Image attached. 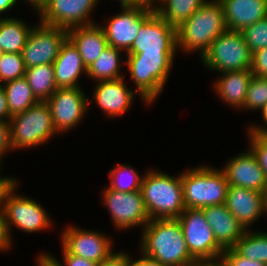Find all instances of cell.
Listing matches in <instances>:
<instances>
[{"label":"cell","mask_w":267,"mask_h":266,"mask_svg":"<svg viewBox=\"0 0 267 266\" xmlns=\"http://www.w3.org/2000/svg\"><path fill=\"white\" fill-rule=\"evenodd\" d=\"M1 170V167H0ZM17 180L14 178H7V177H1L0 176V212H3L4 207V201L6 194L17 184Z\"/></svg>","instance_id":"obj_41"},{"label":"cell","mask_w":267,"mask_h":266,"mask_svg":"<svg viewBox=\"0 0 267 266\" xmlns=\"http://www.w3.org/2000/svg\"><path fill=\"white\" fill-rule=\"evenodd\" d=\"M2 86L6 93L8 108L12 116L26 111L39 102L25 77L8 81Z\"/></svg>","instance_id":"obj_29"},{"label":"cell","mask_w":267,"mask_h":266,"mask_svg":"<svg viewBox=\"0 0 267 266\" xmlns=\"http://www.w3.org/2000/svg\"><path fill=\"white\" fill-rule=\"evenodd\" d=\"M201 209L217 243L224 250L232 248L245 233L246 229L224 204Z\"/></svg>","instance_id":"obj_20"},{"label":"cell","mask_w":267,"mask_h":266,"mask_svg":"<svg viewBox=\"0 0 267 266\" xmlns=\"http://www.w3.org/2000/svg\"><path fill=\"white\" fill-rule=\"evenodd\" d=\"M227 30L224 10L219 0H209L177 29V47L187 53L200 52V58L213 41Z\"/></svg>","instance_id":"obj_2"},{"label":"cell","mask_w":267,"mask_h":266,"mask_svg":"<svg viewBox=\"0 0 267 266\" xmlns=\"http://www.w3.org/2000/svg\"><path fill=\"white\" fill-rule=\"evenodd\" d=\"M98 1L100 0H46L38 10L40 22L66 30L96 24L89 16Z\"/></svg>","instance_id":"obj_11"},{"label":"cell","mask_w":267,"mask_h":266,"mask_svg":"<svg viewBox=\"0 0 267 266\" xmlns=\"http://www.w3.org/2000/svg\"><path fill=\"white\" fill-rule=\"evenodd\" d=\"M17 1L18 0H0V15L6 11H10L9 9H12Z\"/></svg>","instance_id":"obj_49"},{"label":"cell","mask_w":267,"mask_h":266,"mask_svg":"<svg viewBox=\"0 0 267 266\" xmlns=\"http://www.w3.org/2000/svg\"><path fill=\"white\" fill-rule=\"evenodd\" d=\"M264 213H267V190L264 192Z\"/></svg>","instance_id":"obj_51"},{"label":"cell","mask_w":267,"mask_h":266,"mask_svg":"<svg viewBox=\"0 0 267 266\" xmlns=\"http://www.w3.org/2000/svg\"><path fill=\"white\" fill-rule=\"evenodd\" d=\"M251 53L267 47V17L241 31Z\"/></svg>","instance_id":"obj_34"},{"label":"cell","mask_w":267,"mask_h":266,"mask_svg":"<svg viewBox=\"0 0 267 266\" xmlns=\"http://www.w3.org/2000/svg\"><path fill=\"white\" fill-rule=\"evenodd\" d=\"M142 176L140 191L150 220L177 219L186 209L181 174L173 177L151 169Z\"/></svg>","instance_id":"obj_3"},{"label":"cell","mask_w":267,"mask_h":266,"mask_svg":"<svg viewBox=\"0 0 267 266\" xmlns=\"http://www.w3.org/2000/svg\"><path fill=\"white\" fill-rule=\"evenodd\" d=\"M262 112V118H263V121L265 124H267V104L263 107V109L261 110ZM248 132H254V133H260V134H263V135H267V126L266 128L265 127H262L259 125L258 126H250L248 128Z\"/></svg>","instance_id":"obj_48"},{"label":"cell","mask_w":267,"mask_h":266,"mask_svg":"<svg viewBox=\"0 0 267 266\" xmlns=\"http://www.w3.org/2000/svg\"><path fill=\"white\" fill-rule=\"evenodd\" d=\"M38 257H39L37 260L38 266H63L61 262L56 260L57 258H54L52 255L49 254L47 255V253L46 254L42 253Z\"/></svg>","instance_id":"obj_47"},{"label":"cell","mask_w":267,"mask_h":266,"mask_svg":"<svg viewBox=\"0 0 267 266\" xmlns=\"http://www.w3.org/2000/svg\"><path fill=\"white\" fill-rule=\"evenodd\" d=\"M16 187L17 184L6 194L3 207L5 227L10 241L12 225L28 233L51 227V220L46 210L37 201L14 193Z\"/></svg>","instance_id":"obj_8"},{"label":"cell","mask_w":267,"mask_h":266,"mask_svg":"<svg viewBox=\"0 0 267 266\" xmlns=\"http://www.w3.org/2000/svg\"><path fill=\"white\" fill-rule=\"evenodd\" d=\"M251 71L256 76L267 78V47L252 53Z\"/></svg>","instance_id":"obj_37"},{"label":"cell","mask_w":267,"mask_h":266,"mask_svg":"<svg viewBox=\"0 0 267 266\" xmlns=\"http://www.w3.org/2000/svg\"><path fill=\"white\" fill-rule=\"evenodd\" d=\"M24 77L39 102H46L58 89L55 83L53 64L26 68Z\"/></svg>","instance_id":"obj_28"},{"label":"cell","mask_w":267,"mask_h":266,"mask_svg":"<svg viewBox=\"0 0 267 266\" xmlns=\"http://www.w3.org/2000/svg\"><path fill=\"white\" fill-rule=\"evenodd\" d=\"M67 38L66 29L41 22L33 26L21 52L25 68L53 64Z\"/></svg>","instance_id":"obj_10"},{"label":"cell","mask_w":267,"mask_h":266,"mask_svg":"<svg viewBox=\"0 0 267 266\" xmlns=\"http://www.w3.org/2000/svg\"><path fill=\"white\" fill-rule=\"evenodd\" d=\"M103 194L104 205L108 207L118 229L125 230L139 225L144 228L150 221L141 191L120 192L107 187Z\"/></svg>","instance_id":"obj_12"},{"label":"cell","mask_w":267,"mask_h":266,"mask_svg":"<svg viewBox=\"0 0 267 266\" xmlns=\"http://www.w3.org/2000/svg\"><path fill=\"white\" fill-rule=\"evenodd\" d=\"M9 123L12 149L42 145L57 133L46 102H38L13 115Z\"/></svg>","instance_id":"obj_6"},{"label":"cell","mask_w":267,"mask_h":266,"mask_svg":"<svg viewBox=\"0 0 267 266\" xmlns=\"http://www.w3.org/2000/svg\"><path fill=\"white\" fill-rule=\"evenodd\" d=\"M141 255V258L134 261L131 259L132 257H130V266H167L143 253Z\"/></svg>","instance_id":"obj_44"},{"label":"cell","mask_w":267,"mask_h":266,"mask_svg":"<svg viewBox=\"0 0 267 266\" xmlns=\"http://www.w3.org/2000/svg\"><path fill=\"white\" fill-rule=\"evenodd\" d=\"M201 61L208 69L220 71H237L251 69L252 53L241 32L226 30L211 44Z\"/></svg>","instance_id":"obj_7"},{"label":"cell","mask_w":267,"mask_h":266,"mask_svg":"<svg viewBox=\"0 0 267 266\" xmlns=\"http://www.w3.org/2000/svg\"><path fill=\"white\" fill-rule=\"evenodd\" d=\"M130 78L136 85L140 98L151 104L163 92L175 53H126Z\"/></svg>","instance_id":"obj_4"},{"label":"cell","mask_w":267,"mask_h":266,"mask_svg":"<svg viewBox=\"0 0 267 266\" xmlns=\"http://www.w3.org/2000/svg\"><path fill=\"white\" fill-rule=\"evenodd\" d=\"M55 83L57 88L80 87L78 79L87 68L83 63L77 47L67 38L62 44L60 52L53 62Z\"/></svg>","instance_id":"obj_22"},{"label":"cell","mask_w":267,"mask_h":266,"mask_svg":"<svg viewBox=\"0 0 267 266\" xmlns=\"http://www.w3.org/2000/svg\"><path fill=\"white\" fill-rule=\"evenodd\" d=\"M141 252L167 266H192L191 256L178 219L150 220L143 228Z\"/></svg>","instance_id":"obj_1"},{"label":"cell","mask_w":267,"mask_h":266,"mask_svg":"<svg viewBox=\"0 0 267 266\" xmlns=\"http://www.w3.org/2000/svg\"><path fill=\"white\" fill-rule=\"evenodd\" d=\"M207 0H161L155 4V12L176 29L189 19Z\"/></svg>","instance_id":"obj_26"},{"label":"cell","mask_w":267,"mask_h":266,"mask_svg":"<svg viewBox=\"0 0 267 266\" xmlns=\"http://www.w3.org/2000/svg\"><path fill=\"white\" fill-rule=\"evenodd\" d=\"M98 266H130V255L124 252H114L109 258L98 263Z\"/></svg>","instance_id":"obj_39"},{"label":"cell","mask_w":267,"mask_h":266,"mask_svg":"<svg viewBox=\"0 0 267 266\" xmlns=\"http://www.w3.org/2000/svg\"><path fill=\"white\" fill-rule=\"evenodd\" d=\"M192 266H228V265L225 259L222 256H220L211 259H197L192 264Z\"/></svg>","instance_id":"obj_45"},{"label":"cell","mask_w":267,"mask_h":266,"mask_svg":"<svg viewBox=\"0 0 267 266\" xmlns=\"http://www.w3.org/2000/svg\"><path fill=\"white\" fill-rule=\"evenodd\" d=\"M122 12L113 16L107 26H100L108 46L128 51L138 36L141 25L155 12V8L122 7Z\"/></svg>","instance_id":"obj_14"},{"label":"cell","mask_w":267,"mask_h":266,"mask_svg":"<svg viewBox=\"0 0 267 266\" xmlns=\"http://www.w3.org/2000/svg\"><path fill=\"white\" fill-rule=\"evenodd\" d=\"M63 258H64V263L62 265L66 266H98V263L88 260L83 257H79L77 255H72L70 254L63 246Z\"/></svg>","instance_id":"obj_40"},{"label":"cell","mask_w":267,"mask_h":266,"mask_svg":"<svg viewBox=\"0 0 267 266\" xmlns=\"http://www.w3.org/2000/svg\"><path fill=\"white\" fill-rule=\"evenodd\" d=\"M121 8L122 7H141V8H154L155 5H152L148 0H120Z\"/></svg>","instance_id":"obj_46"},{"label":"cell","mask_w":267,"mask_h":266,"mask_svg":"<svg viewBox=\"0 0 267 266\" xmlns=\"http://www.w3.org/2000/svg\"><path fill=\"white\" fill-rule=\"evenodd\" d=\"M11 117L12 115L8 108L6 93L2 84H0V121L9 122Z\"/></svg>","instance_id":"obj_42"},{"label":"cell","mask_w":267,"mask_h":266,"mask_svg":"<svg viewBox=\"0 0 267 266\" xmlns=\"http://www.w3.org/2000/svg\"><path fill=\"white\" fill-rule=\"evenodd\" d=\"M186 208H204L223 205L229 184L224 172L208 166H199L181 173Z\"/></svg>","instance_id":"obj_5"},{"label":"cell","mask_w":267,"mask_h":266,"mask_svg":"<svg viewBox=\"0 0 267 266\" xmlns=\"http://www.w3.org/2000/svg\"><path fill=\"white\" fill-rule=\"evenodd\" d=\"M152 5H153V2L155 3L156 2H160L161 0H148Z\"/></svg>","instance_id":"obj_52"},{"label":"cell","mask_w":267,"mask_h":266,"mask_svg":"<svg viewBox=\"0 0 267 266\" xmlns=\"http://www.w3.org/2000/svg\"><path fill=\"white\" fill-rule=\"evenodd\" d=\"M12 149L11 139H10V123L0 121V167H1V159L3 155L5 156V152Z\"/></svg>","instance_id":"obj_38"},{"label":"cell","mask_w":267,"mask_h":266,"mask_svg":"<svg viewBox=\"0 0 267 266\" xmlns=\"http://www.w3.org/2000/svg\"><path fill=\"white\" fill-rule=\"evenodd\" d=\"M177 219L181 224L187 248L195 260L222 255L224 249L217 243L202 209L186 208Z\"/></svg>","instance_id":"obj_9"},{"label":"cell","mask_w":267,"mask_h":266,"mask_svg":"<svg viewBox=\"0 0 267 266\" xmlns=\"http://www.w3.org/2000/svg\"><path fill=\"white\" fill-rule=\"evenodd\" d=\"M250 139V147L248 148L256 156V159L265 173L267 179V135L260 133L247 132Z\"/></svg>","instance_id":"obj_35"},{"label":"cell","mask_w":267,"mask_h":266,"mask_svg":"<svg viewBox=\"0 0 267 266\" xmlns=\"http://www.w3.org/2000/svg\"><path fill=\"white\" fill-rule=\"evenodd\" d=\"M89 98L81 87L58 88L46 101L57 133L71 130L85 116Z\"/></svg>","instance_id":"obj_13"},{"label":"cell","mask_w":267,"mask_h":266,"mask_svg":"<svg viewBox=\"0 0 267 266\" xmlns=\"http://www.w3.org/2000/svg\"><path fill=\"white\" fill-rule=\"evenodd\" d=\"M224 205L245 229H249L264 213V193L229 186Z\"/></svg>","instance_id":"obj_18"},{"label":"cell","mask_w":267,"mask_h":266,"mask_svg":"<svg viewBox=\"0 0 267 266\" xmlns=\"http://www.w3.org/2000/svg\"><path fill=\"white\" fill-rule=\"evenodd\" d=\"M221 256L228 266H267L262 262L239 255L233 248L225 249Z\"/></svg>","instance_id":"obj_36"},{"label":"cell","mask_w":267,"mask_h":266,"mask_svg":"<svg viewBox=\"0 0 267 266\" xmlns=\"http://www.w3.org/2000/svg\"><path fill=\"white\" fill-rule=\"evenodd\" d=\"M228 30L241 32L267 17V0H219Z\"/></svg>","instance_id":"obj_21"},{"label":"cell","mask_w":267,"mask_h":266,"mask_svg":"<svg viewBox=\"0 0 267 266\" xmlns=\"http://www.w3.org/2000/svg\"><path fill=\"white\" fill-rule=\"evenodd\" d=\"M16 18L0 17V48L4 53H21L33 26Z\"/></svg>","instance_id":"obj_25"},{"label":"cell","mask_w":267,"mask_h":266,"mask_svg":"<svg viewBox=\"0 0 267 266\" xmlns=\"http://www.w3.org/2000/svg\"><path fill=\"white\" fill-rule=\"evenodd\" d=\"M124 78L97 82L93 98L95 103L104 110L105 115L116 117L128 111L134 100L135 90H130L124 84Z\"/></svg>","instance_id":"obj_19"},{"label":"cell","mask_w":267,"mask_h":266,"mask_svg":"<svg viewBox=\"0 0 267 266\" xmlns=\"http://www.w3.org/2000/svg\"><path fill=\"white\" fill-rule=\"evenodd\" d=\"M128 166V167H127ZM111 184L108 188L120 192L140 191L143 177H140L130 165L118 164L115 169L109 171Z\"/></svg>","instance_id":"obj_31"},{"label":"cell","mask_w":267,"mask_h":266,"mask_svg":"<svg viewBox=\"0 0 267 266\" xmlns=\"http://www.w3.org/2000/svg\"><path fill=\"white\" fill-rule=\"evenodd\" d=\"M27 2L31 3V6H33L37 12L46 0H27Z\"/></svg>","instance_id":"obj_50"},{"label":"cell","mask_w":267,"mask_h":266,"mask_svg":"<svg viewBox=\"0 0 267 266\" xmlns=\"http://www.w3.org/2000/svg\"><path fill=\"white\" fill-rule=\"evenodd\" d=\"M214 88L217 95L229 106L242 107L244 105L249 82L253 76L251 69L227 71L221 73Z\"/></svg>","instance_id":"obj_24"},{"label":"cell","mask_w":267,"mask_h":266,"mask_svg":"<svg viewBox=\"0 0 267 266\" xmlns=\"http://www.w3.org/2000/svg\"><path fill=\"white\" fill-rule=\"evenodd\" d=\"M221 170L229 186L247 188L260 193L267 190L265 173L250 149L230 159Z\"/></svg>","instance_id":"obj_17"},{"label":"cell","mask_w":267,"mask_h":266,"mask_svg":"<svg viewBox=\"0 0 267 266\" xmlns=\"http://www.w3.org/2000/svg\"><path fill=\"white\" fill-rule=\"evenodd\" d=\"M62 233V246L72 255L86 258L100 263L109 258L114 252L111 248L112 241L106 235L91 230L66 227Z\"/></svg>","instance_id":"obj_16"},{"label":"cell","mask_w":267,"mask_h":266,"mask_svg":"<svg viewBox=\"0 0 267 266\" xmlns=\"http://www.w3.org/2000/svg\"><path fill=\"white\" fill-rule=\"evenodd\" d=\"M177 48L176 28L154 12L141 25L126 53H175Z\"/></svg>","instance_id":"obj_15"},{"label":"cell","mask_w":267,"mask_h":266,"mask_svg":"<svg viewBox=\"0 0 267 266\" xmlns=\"http://www.w3.org/2000/svg\"><path fill=\"white\" fill-rule=\"evenodd\" d=\"M267 104V78L253 74L246 93L243 109L262 110Z\"/></svg>","instance_id":"obj_32"},{"label":"cell","mask_w":267,"mask_h":266,"mask_svg":"<svg viewBox=\"0 0 267 266\" xmlns=\"http://www.w3.org/2000/svg\"><path fill=\"white\" fill-rule=\"evenodd\" d=\"M121 49L108 46L97 60L87 68V74L97 82L124 78L121 74Z\"/></svg>","instance_id":"obj_27"},{"label":"cell","mask_w":267,"mask_h":266,"mask_svg":"<svg viewBox=\"0 0 267 266\" xmlns=\"http://www.w3.org/2000/svg\"><path fill=\"white\" fill-rule=\"evenodd\" d=\"M4 52L2 51V49L0 48V57L2 56Z\"/></svg>","instance_id":"obj_53"},{"label":"cell","mask_w":267,"mask_h":266,"mask_svg":"<svg viewBox=\"0 0 267 266\" xmlns=\"http://www.w3.org/2000/svg\"><path fill=\"white\" fill-rule=\"evenodd\" d=\"M67 32L86 68H89L108 47L105 33L99 24L74 27Z\"/></svg>","instance_id":"obj_23"},{"label":"cell","mask_w":267,"mask_h":266,"mask_svg":"<svg viewBox=\"0 0 267 266\" xmlns=\"http://www.w3.org/2000/svg\"><path fill=\"white\" fill-rule=\"evenodd\" d=\"M239 255L267 265V233L246 229L232 247Z\"/></svg>","instance_id":"obj_30"},{"label":"cell","mask_w":267,"mask_h":266,"mask_svg":"<svg viewBox=\"0 0 267 266\" xmlns=\"http://www.w3.org/2000/svg\"><path fill=\"white\" fill-rule=\"evenodd\" d=\"M11 243L6 231L3 212H0V252L9 249Z\"/></svg>","instance_id":"obj_43"},{"label":"cell","mask_w":267,"mask_h":266,"mask_svg":"<svg viewBox=\"0 0 267 266\" xmlns=\"http://www.w3.org/2000/svg\"><path fill=\"white\" fill-rule=\"evenodd\" d=\"M25 70L21 53H3L0 57V84L24 77Z\"/></svg>","instance_id":"obj_33"}]
</instances>
